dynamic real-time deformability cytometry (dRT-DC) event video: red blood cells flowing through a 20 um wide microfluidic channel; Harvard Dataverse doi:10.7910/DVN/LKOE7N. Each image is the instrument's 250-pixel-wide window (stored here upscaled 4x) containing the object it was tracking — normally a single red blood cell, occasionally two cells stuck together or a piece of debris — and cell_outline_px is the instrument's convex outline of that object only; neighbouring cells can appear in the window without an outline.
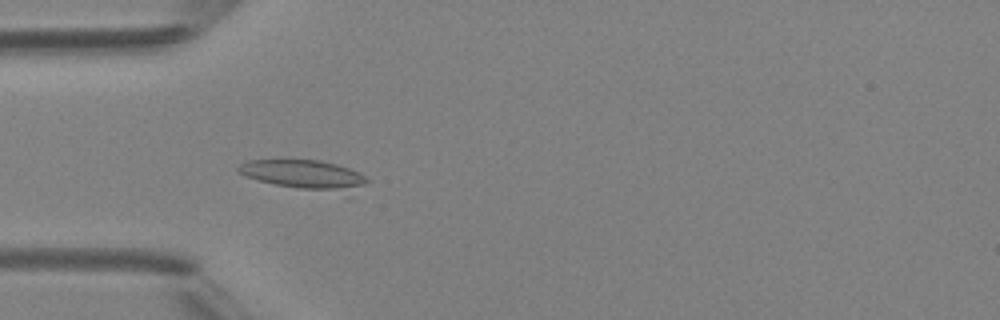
{"species": "Egyptian fruit bat (a non-hibernating species)", "species_latin": "Rousettus aegyptiacus", "temperature_condition": "room temperature", "stored_images_in_passage": 5, "camera_frame_rate_fps": 3000, "um_per_image_px": 0.085, "animal": {"sex": "female"}, "frame": {"image": 1, "passage_image": 5, "time_ms": 4.667, "image_size_px": [1000, 320], "cell_outline_px": [[368, 180], [364, 184], [336, 188], [300, 188], [276, 184], [244, 176], [236, 172], [236, 168], [240, 164], [248, 160], [280, 156], [320, 160], [336, 164], [360, 172]], "centroid_in_image_um": [25.57, 14.69], "position_along_channel_um": 59.4, "area_um2": 21.33}}